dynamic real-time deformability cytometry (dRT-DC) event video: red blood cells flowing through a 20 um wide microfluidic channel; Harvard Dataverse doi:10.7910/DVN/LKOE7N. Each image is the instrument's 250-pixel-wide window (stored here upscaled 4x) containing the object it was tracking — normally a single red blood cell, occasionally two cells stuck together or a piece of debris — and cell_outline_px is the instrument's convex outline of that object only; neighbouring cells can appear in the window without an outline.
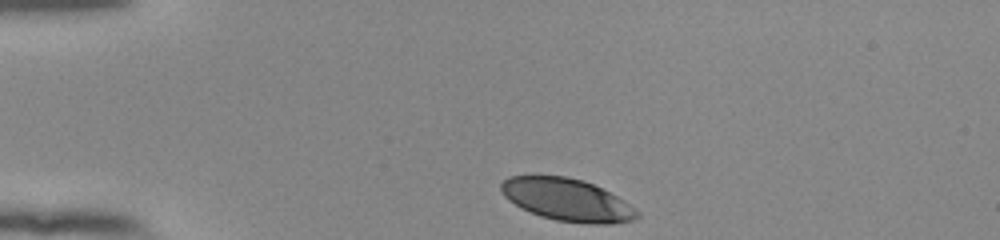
{"species": "human", "species_latin": "Homo sapiens", "temperature_condition": "room temperature", "stored_images_in_passage": 35, "camera_frame_rate_fps": 3000, "um_per_image_px": 0.085, "donor": {"sex": "female"}, "frame": {"image": 1, "passage_image": 1, "time_ms": 0.0, "image_size_px": [1000, 240], "cell_outline_px": [[640, 216], [636, 220], [612, 224], [592, 224], [556, 220], [540, 216], [520, 208], [508, 200], [504, 196], [500, 188], [500, 184], [508, 176], [564, 176], [584, 180], [624, 200], [640, 212]], "centroid_in_image_um": [48.21, 16.99], "position_along_channel_um": 36.8, "area_um2": 33.64}}
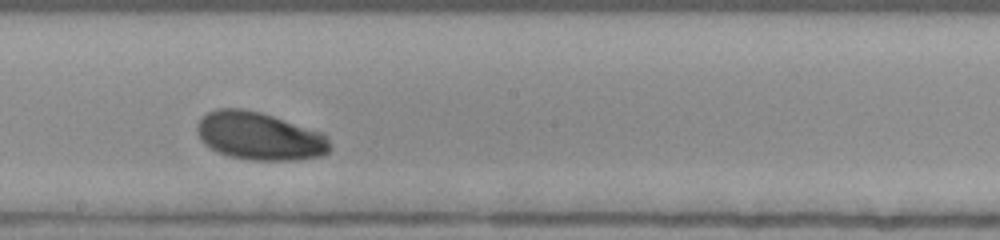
{"frame": {"image": 2, "passage_image": 20, "time_ms": 6.333, "image_size_px": [1000, 240], "cell_outline_px": [[332, 148], [324, 156], [292, 160], [252, 160], [228, 156], [216, 152], [204, 144], [200, 140], [196, 132], [196, 124], [208, 112], [216, 108], [244, 108], [260, 112], [320, 132], [328, 140]], "centroid_in_image_um": [22.0, 11.58], "position_along_channel_um": 226.2, "area_um2": 37.11}}
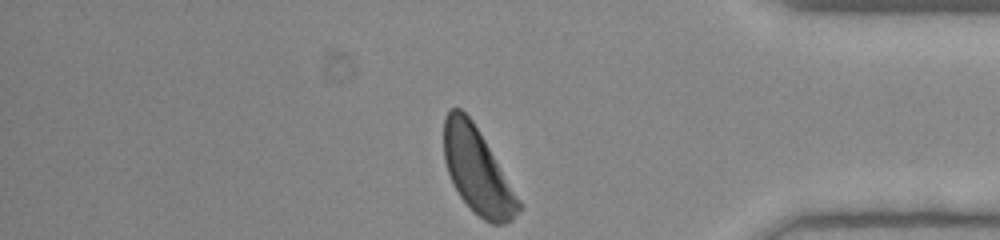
{"frame": {"image": 3, "passage_image": 35, "time_ms": 11.333, "image_size_px": [1000, 240], "cell_outline_px": [[524, 204], [512, 220], [504, 224], [492, 224], [484, 220], [460, 196], [448, 172], [444, 160], [444, 116], [448, 108], [460, 108], [472, 120]], "centroid_in_image_um": [40.6, 14.51], "position_along_channel_um": 394.6, "area_um2": 36.93}, "authors_computed_cell_mechanics": {"area_um2": 36.7608, "velocity_mm_per_s": 3.7951, "shape_relaxation_time_tau1_ms": 1.1893, "shape_relaxation_time_tau2_ms": null, "deformation_change_tau1": 0.0808, "deformation_change_tau2": null}}